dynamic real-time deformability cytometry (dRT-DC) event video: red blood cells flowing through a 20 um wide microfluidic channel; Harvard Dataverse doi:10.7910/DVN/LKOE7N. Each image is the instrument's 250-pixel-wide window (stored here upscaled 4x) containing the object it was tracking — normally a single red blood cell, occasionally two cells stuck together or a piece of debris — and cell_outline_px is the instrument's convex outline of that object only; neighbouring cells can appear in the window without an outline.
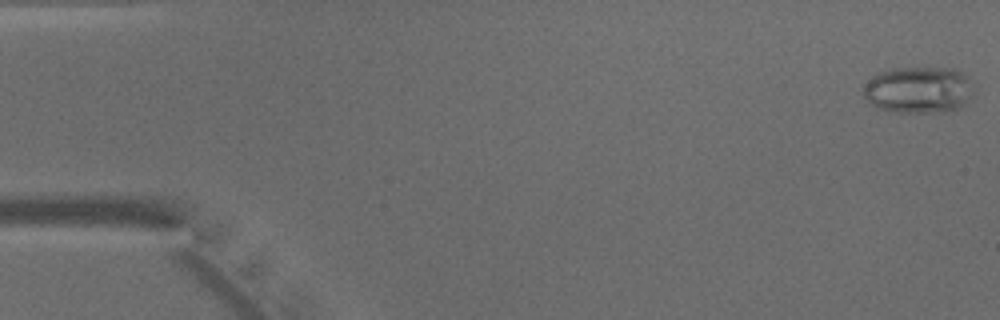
{"species": "common noctule bat (a hibernating species)", "species_latin": "Nyctalus noctula", "temperature_condition": "warm", "stored_images_in_passage": 49, "camera_frame_rate_fps": 3000, "um_per_image_px": 0.085, "animal": {"sex": "male", "body_mass_g": 15.6}, "frame": {"image": 1, "passage_image": 1, "time_ms": 0.0, "image_size_px": [1000, 320], "cell_outline_px": [[976, 96], [960, 108], [944, 112], [896, 112], [876, 108], [864, 96], [864, 84], [872, 76], [880, 72], [892, 68], [956, 68], [968, 76], [976, 92]], "centroid_in_image_um": [78.16, 7.64], "position_along_channel_um": 6.8, "area_um2": 30.58}}
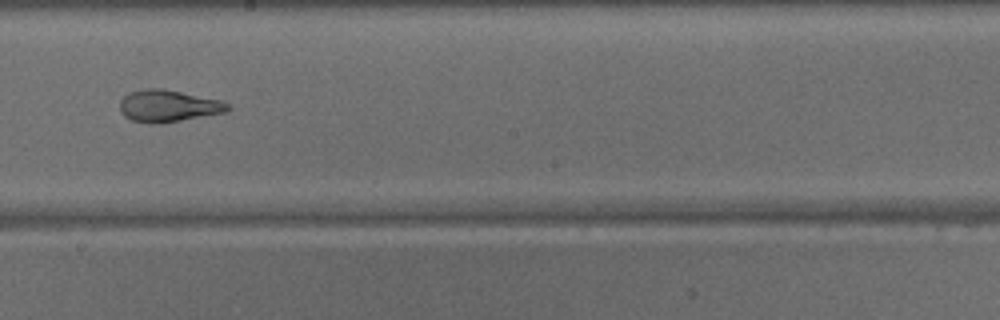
{"frame": {"image": 2, "passage_image": 27, "time_ms": 8.667, "image_size_px": [1000, 320], "cell_outline_px": [[232, 108], [224, 112], [160, 124], [148, 124], [132, 120], [124, 116], [120, 112], [120, 100], [128, 92], [148, 88], [164, 88], [220, 100], [228, 104]], "centroid_in_image_um": [14.26, 9.0], "position_along_channel_um": 233.9, "area_um2": 20.17}}
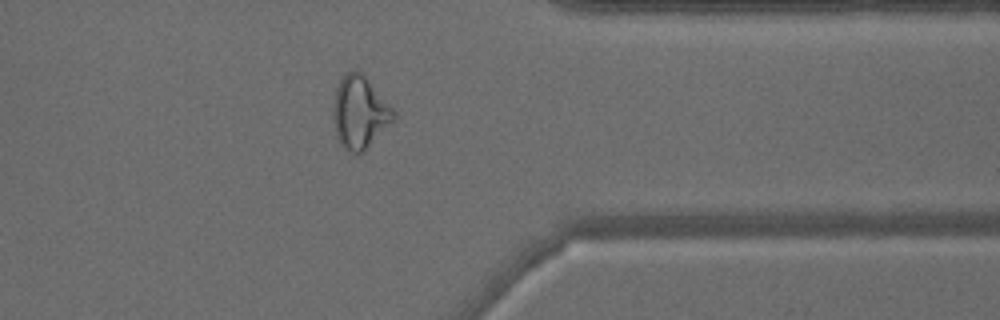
{"frame": {"image": 3, "passage_image": 38, "time_ms": 12.333, "image_size_px": [1000, 320], "cell_outline_px": [[396, 120], [364, 152], [352, 152], [344, 148], [340, 144], [336, 136], [332, 120], [332, 108], [336, 88], [344, 72], [364, 72], [396, 112]], "centroid_in_image_um": [30.59, 9.55], "position_along_channel_um": 380.8, "area_um2": 26.13}}